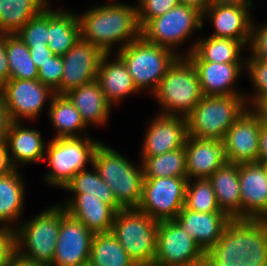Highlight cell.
Returning a JSON list of instances; mask_svg holds the SVG:
<instances>
[{
    "mask_svg": "<svg viewBox=\"0 0 267 266\" xmlns=\"http://www.w3.org/2000/svg\"><path fill=\"white\" fill-rule=\"evenodd\" d=\"M175 220L218 266L248 265V235L225 212H195L185 206Z\"/></svg>",
    "mask_w": 267,
    "mask_h": 266,
    "instance_id": "1",
    "label": "cell"
},
{
    "mask_svg": "<svg viewBox=\"0 0 267 266\" xmlns=\"http://www.w3.org/2000/svg\"><path fill=\"white\" fill-rule=\"evenodd\" d=\"M80 15V16H79ZM81 39L96 46L104 54H111L113 45L122 49L141 36L135 5L109 1L92 6L77 14Z\"/></svg>",
    "mask_w": 267,
    "mask_h": 266,
    "instance_id": "2",
    "label": "cell"
},
{
    "mask_svg": "<svg viewBox=\"0 0 267 266\" xmlns=\"http://www.w3.org/2000/svg\"><path fill=\"white\" fill-rule=\"evenodd\" d=\"M92 165L123 209L138 208L144 181L142 163L137 167L123 154L100 142L94 151Z\"/></svg>",
    "mask_w": 267,
    "mask_h": 266,
    "instance_id": "3",
    "label": "cell"
},
{
    "mask_svg": "<svg viewBox=\"0 0 267 266\" xmlns=\"http://www.w3.org/2000/svg\"><path fill=\"white\" fill-rule=\"evenodd\" d=\"M151 95L161 106L158 114L186 118L204 96L192 61L179 56Z\"/></svg>",
    "mask_w": 267,
    "mask_h": 266,
    "instance_id": "4",
    "label": "cell"
},
{
    "mask_svg": "<svg viewBox=\"0 0 267 266\" xmlns=\"http://www.w3.org/2000/svg\"><path fill=\"white\" fill-rule=\"evenodd\" d=\"M248 107L245 95L203 96L186 117L188 136L223 141Z\"/></svg>",
    "mask_w": 267,
    "mask_h": 266,
    "instance_id": "5",
    "label": "cell"
},
{
    "mask_svg": "<svg viewBox=\"0 0 267 266\" xmlns=\"http://www.w3.org/2000/svg\"><path fill=\"white\" fill-rule=\"evenodd\" d=\"M61 221V205H51L31 219L18 224L15 232L16 253L21 257L51 265Z\"/></svg>",
    "mask_w": 267,
    "mask_h": 266,
    "instance_id": "6",
    "label": "cell"
},
{
    "mask_svg": "<svg viewBox=\"0 0 267 266\" xmlns=\"http://www.w3.org/2000/svg\"><path fill=\"white\" fill-rule=\"evenodd\" d=\"M99 143L89 136L52 138L45 149L44 160L50 171L45 174L44 182L63 189L76 173L86 169L88 163L92 166Z\"/></svg>",
    "mask_w": 267,
    "mask_h": 266,
    "instance_id": "7",
    "label": "cell"
},
{
    "mask_svg": "<svg viewBox=\"0 0 267 266\" xmlns=\"http://www.w3.org/2000/svg\"><path fill=\"white\" fill-rule=\"evenodd\" d=\"M116 53L125 63L136 88L139 91L148 89L151 94L179 57L171 49L149 43L142 36Z\"/></svg>",
    "mask_w": 267,
    "mask_h": 266,
    "instance_id": "8",
    "label": "cell"
},
{
    "mask_svg": "<svg viewBox=\"0 0 267 266\" xmlns=\"http://www.w3.org/2000/svg\"><path fill=\"white\" fill-rule=\"evenodd\" d=\"M159 222L138 209L119 210L112 233L137 266H153Z\"/></svg>",
    "mask_w": 267,
    "mask_h": 266,
    "instance_id": "9",
    "label": "cell"
},
{
    "mask_svg": "<svg viewBox=\"0 0 267 266\" xmlns=\"http://www.w3.org/2000/svg\"><path fill=\"white\" fill-rule=\"evenodd\" d=\"M153 266H218L176 220L160 221Z\"/></svg>",
    "mask_w": 267,
    "mask_h": 266,
    "instance_id": "10",
    "label": "cell"
},
{
    "mask_svg": "<svg viewBox=\"0 0 267 266\" xmlns=\"http://www.w3.org/2000/svg\"><path fill=\"white\" fill-rule=\"evenodd\" d=\"M202 13L190 6L177 4L165 14L149 20L141 28V36L149 43L178 51L193 32L203 28Z\"/></svg>",
    "mask_w": 267,
    "mask_h": 266,
    "instance_id": "11",
    "label": "cell"
},
{
    "mask_svg": "<svg viewBox=\"0 0 267 266\" xmlns=\"http://www.w3.org/2000/svg\"><path fill=\"white\" fill-rule=\"evenodd\" d=\"M241 229L248 237L267 222V166L258 162L239 164Z\"/></svg>",
    "mask_w": 267,
    "mask_h": 266,
    "instance_id": "12",
    "label": "cell"
},
{
    "mask_svg": "<svg viewBox=\"0 0 267 266\" xmlns=\"http://www.w3.org/2000/svg\"><path fill=\"white\" fill-rule=\"evenodd\" d=\"M187 177L144 178L138 210L154 220H175L185 205Z\"/></svg>",
    "mask_w": 267,
    "mask_h": 266,
    "instance_id": "13",
    "label": "cell"
},
{
    "mask_svg": "<svg viewBox=\"0 0 267 266\" xmlns=\"http://www.w3.org/2000/svg\"><path fill=\"white\" fill-rule=\"evenodd\" d=\"M0 94L12 122L34 120L43 111L45 103L55 95L49 86L38 79H9L0 87Z\"/></svg>",
    "mask_w": 267,
    "mask_h": 266,
    "instance_id": "14",
    "label": "cell"
},
{
    "mask_svg": "<svg viewBox=\"0 0 267 266\" xmlns=\"http://www.w3.org/2000/svg\"><path fill=\"white\" fill-rule=\"evenodd\" d=\"M93 233L61 206V221L50 266H81L89 262Z\"/></svg>",
    "mask_w": 267,
    "mask_h": 266,
    "instance_id": "15",
    "label": "cell"
},
{
    "mask_svg": "<svg viewBox=\"0 0 267 266\" xmlns=\"http://www.w3.org/2000/svg\"><path fill=\"white\" fill-rule=\"evenodd\" d=\"M104 53L93 44L79 39L63 56V74L55 94L65 95L70 90L96 80Z\"/></svg>",
    "mask_w": 267,
    "mask_h": 266,
    "instance_id": "16",
    "label": "cell"
},
{
    "mask_svg": "<svg viewBox=\"0 0 267 266\" xmlns=\"http://www.w3.org/2000/svg\"><path fill=\"white\" fill-rule=\"evenodd\" d=\"M260 114L248 107L229 128L223 140L228 163L257 162Z\"/></svg>",
    "mask_w": 267,
    "mask_h": 266,
    "instance_id": "17",
    "label": "cell"
},
{
    "mask_svg": "<svg viewBox=\"0 0 267 266\" xmlns=\"http://www.w3.org/2000/svg\"><path fill=\"white\" fill-rule=\"evenodd\" d=\"M141 147V157H153L185 147L188 137L187 119L157 114L149 123Z\"/></svg>",
    "mask_w": 267,
    "mask_h": 266,
    "instance_id": "18",
    "label": "cell"
},
{
    "mask_svg": "<svg viewBox=\"0 0 267 266\" xmlns=\"http://www.w3.org/2000/svg\"><path fill=\"white\" fill-rule=\"evenodd\" d=\"M252 6L240 5H209L202 13V23L212 21L216 38H231L241 41L248 47L251 33Z\"/></svg>",
    "mask_w": 267,
    "mask_h": 266,
    "instance_id": "19",
    "label": "cell"
},
{
    "mask_svg": "<svg viewBox=\"0 0 267 266\" xmlns=\"http://www.w3.org/2000/svg\"><path fill=\"white\" fill-rule=\"evenodd\" d=\"M187 179H208L226 162L224 142L188 136L185 143Z\"/></svg>",
    "mask_w": 267,
    "mask_h": 266,
    "instance_id": "20",
    "label": "cell"
},
{
    "mask_svg": "<svg viewBox=\"0 0 267 266\" xmlns=\"http://www.w3.org/2000/svg\"><path fill=\"white\" fill-rule=\"evenodd\" d=\"M204 96L245 95L235 88L236 83L246 69V63H215L192 61Z\"/></svg>",
    "mask_w": 267,
    "mask_h": 266,
    "instance_id": "21",
    "label": "cell"
},
{
    "mask_svg": "<svg viewBox=\"0 0 267 266\" xmlns=\"http://www.w3.org/2000/svg\"><path fill=\"white\" fill-rule=\"evenodd\" d=\"M5 141L15 169H19L20 165L24 167L25 164L44 161L46 143L38 129L25 128L21 122H12Z\"/></svg>",
    "mask_w": 267,
    "mask_h": 266,
    "instance_id": "22",
    "label": "cell"
},
{
    "mask_svg": "<svg viewBox=\"0 0 267 266\" xmlns=\"http://www.w3.org/2000/svg\"><path fill=\"white\" fill-rule=\"evenodd\" d=\"M60 205L71 216L80 220L93 234L110 232L117 213L112 206L102 200L85 197V194H73Z\"/></svg>",
    "mask_w": 267,
    "mask_h": 266,
    "instance_id": "23",
    "label": "cell"
},
{
    "mask_svg": "<svg viewBox=\"0 0 267 266\" xmlns=\"http://www.w3.org/2000/svg\"><path fill=\"white\" fill-rule=\"evenodd\" d=\"M111 54H104L96 75L105 98L112 105L120 103L126 96L134 95L136 88L123 60L116 54L115 60L109 59ZM111 60V61H110Z\"/></svg>",
    "mask_w": 267,
    "mask_h": 266,
    "instance_id": "24",
    "label": "cell"
},
{
    "mask_svg": "<svg viewBox=\"0 0 267 266\" xmlns=\"http://www.w3.org/2000/svg\"><path fill=\"white\" fill-rule=\"evenodd\" d=\"M217 204L241 228L239 164L226 162L209 178Z\"/></svg>",
    "mask_w": 267,
    "mask_h": 266,
    "instance_id": "25",
    "label": "cell"
},
{
    "mask_svg": "<svg viewBox=\"0 0 267 266\" xmlns=\"http://www.w3.org/2000/svg\"><path fill=\"white\" fill-rule=\"evenodd\" d=\"M65 95L79 111L86 126H103L108 122L113 105L107 101L96 80L78 86Z\"/></svg>",
    "mask_w": 267,
    "mask_h": 266,
    "instance_id": "26",
    "label": "cell"
},
{
    "mask_svg": "<svg viewBox=\"0 0 267 266\" xmlns=\"http://www.w3.org/2000/svg\"><path fill=\"white\" fill-rule=\"evenodd\" d=\"M190 47L183 56H187L191 61L246 63L242 51L247 47L241 41L231 38L200 37Z\"/></svg>",
    "mask_w": 267,
    "mask_h": 266,
    "instance_id": "27",
    "label": "cell"
},
{
    "mask_svg": "<svg viewBox=\"0 0 267 266\" xmlns=\"http://www.w3.org/2000/svg\"><path fill=\"white\" fill-rule=\"evenodd\" d=\"M19 169L0 176V225L3 229L14 230L21 221L24 209L25 183ZM16 225V226H15Z\"/></svg>",
    "mask_w": 267,
    "mask_h": 266,
    "instance_id": "28",
    "label": "cell"
},
{
    "mask_svg": "<svg viewBox=\"0 0 267 266\" xmlns=\"http://www.w3.org/2000/svg\"><path fill=\"white\" fill-rule=\"evenodd\" d=\"M48 5V47L63 56L81 38L77 14L69 10H52Z\"/></svg>",
    "mask_w": 267,
    "mask_h": 266,
    "instance_id": "29",
    "label": "cell"
},
{
    "mask_svg": "<svg viewBox=\"0 0 267 266\" xmlns=\"http://www.w3.org/2000/svg\"><path fill=\"white\" fill-rule=\"evenodd\" d=\"M49 104L48 117L56 130L55 137H84L88 136L84 130L87 126L83 122L79 111L66 95L55 94ZM83 135V136H82Z\"/></svg>",
    "mask_w": 267,
    "mask_h": 266,
    "instance_id": "30",
    "label": "cell"
},
{
    "mask_svg": "<svg viewBox=\"0 0 267 266\" xmlns=\"http://www.w3.org/2000/svg\"><path fill=\"white\" fill-rule=\"evenodd\" d=\"M49 4L48 0H0V31L16 34Z\"/></svg>",
    "mask_w": 267,
    "mask_h": 266,
    "instance_id": "31",
    "label": "cell"
},
{
    "mask_svg": "<svg viewBox=\"0 0 267 266\" xmlns=\"http://www.w3.org/2000/svg\"><path fill=\"white\" fill-rule=\"evenodd\" d=\"M89 263L93 266H137L112 231L93 235Z\"/></svg>",
    "mask_w": 267,
    "mask_h": 266,
    "instance_id": "32",
    "label": "cell"
},
{
    "mask_svg": "<svg viewBox=\"0 0 267 266\" xmlns=\"http://www.w3.org/2000/svg\"><path fill=\"white\" fill-rule=\"evenodd\" d=\"M92 167L93 171L86 168L76 173L63 189L72 194H85V197L98 198L112 206L117 212L122 210L111 188L100 178L94 165Z\"/></svg>",
    "mask_w": 267,
    "mask_h": 266,
    "instance_id": "33",
    "label": "cell"
},
{
    "mask_svg": "<svg viewBox=\"0 0 267 266\" xmlns=\"http://www.w3.org/2000/svg\"><path fill=\"white\" fill-rule=\"evenodd\" d=\"M140 160L144 178L187 177L185 147Z\"/></svg>",
    "mask_w": 267,
    "mask_h": 266,
    "instance_id": "34",
    "label": "cell"
},
{
    "mask_svg": "<svg viewBox=\"0 0 267 266\" xmlns=\"http://www.w3.org/2000/svg\"><path fill=\"white\" fill-rule=\"evenodd\" d=\"M6 50L10 79H38V69L31 59L29 48L17 34L7 33Z\"/></svg>",
    "mask_w": 267,
    "mask_h": 266,
    "instance_id": "35",
    "label": "cell"
},
{
    "mask_svg": "<svg viewBox=\"0 0 267 266\" xmlns=\"http://www.w3.org/2000/svg\"><path fill=\"white\" fill-rule=\"evenodd\" d=\"M184 206L195 212H223L217 204L212 183L203 178L188 181Z\"/></svg>",
    "mask_w": 267,
    "mask_h": 266,
    "instance_id": "36",
    "label": "cell"
},
{
    "mask_svg": "<svg viewBox=\"0 0 267 266\" xmlns=\"http://www.w3.org/2000/svg\"><path fill=\"white\" fill-rule=\"evenodd\" d=\"M16 34L27 46H48V6Z\"/></svg>",
    "mask_w": 267,
    "mask_h": 266,
    "instance_id": "37",
    "label": "cell"
},
{
    "mask_svg": "<svg viewBox=\"0 0 267 266\" xmlns=\"http://www.w3.org/2000/svg\"><path fill=\"white\" fill-rule=\"evenodd\" d=\"M246 70L255 91H252L251 95L245 93V98L248 106L254 108L267 97V62L246 61Z\"/></svg>",
    "mask_w": 267,
    "mask_h": 266,
    "instance_id": "38",
    "label": "cell"
},
{
    "mask_svg": "<svg viewBox=\"0 0 267 266\" xmlns=\"http://www.w3.org/2000/svg\"><path fill=\"white\" fill-rule=\"evenodd\" d=\"M248 265L267 266V222L261 224L248 238Z\"/></svg>",
    "mask_w": 267,
    "mask_h": 266,
    "instance_id": "39",
    "label": "cell"
},
{
    "mask_svg": "<svg viewBox=\"0 0 267 266\" xmlns=\"http://www.w3.org/2000/svg\"><path fill=\"white\" fill-rule=\"evenodd\" d=\"M137 20L142 28L149 20L159 17L173 9L176 0H137Z\"/></svg>",
    "mask_w": 267,
    "mask_h": 266,
    "instance_id": "40",
    "label": "cell"
},
{
    "mask_svg": "<svg viewBox=\"0 0 267 266\" xmlns=\"http://www.w3.org/2000/svg\"><path fill=\"white\" fill-rule=\"evenodd\" d=\"M247 49L249 51L251 50V54L249 57H246V61L267 62V23L261 24L260 26L258 24L256 25L253 17Z\"/></svg>",
    "mask_w": 267,
    "mask_h": 266,
    "instance_id": "41",
    "label": "cell"
},
{
    "mask_svg": "<svg viewBox=\"0 0 267 266\" xmlns=\"http://www.w3.org/2000/svg\"><path fill=\"white\" fill-rule=\"evenodd\" d=\"M62 74V56L54 55L38 69V80L55 91L60 86Z\"/></svg>",
    "mask_w": 267,
    "mask_h": 266,
    "instance_id": "42",
    "label": "cell"
},
{
    "mask_svg": "<svg viewBox=\"0 0 267 266\" xmlns=\"http://www.w3.org/2000/svg\"><path fill=\"white\" fill-rule=\"evenodd\" d=\"M16 253L14 230L0 227V266H8Z\"/></svg>",
    "mask_w": 267,
    "mask_h": 266,
    "instance_id": "43",
    "label": "cell"
},
{
    "mask_svg": "<svg viewBox=\"0 0 267 266\" xmlns=\"http://www.w3.org/2000/svg\"><path fill=\"white\" fill-rule=\"evenodd\" d=\"M6 44L7 33L0 31V87L10 79Z\"/></svg>",
    "mask_w": 267,
    "mask_h": 266,
    "instance_id": "44",
    "label": "cell"
},
{
    "mask_svg": "<svg viewBox=\"0 0 267 266\" xmlns=\"http://www.w3.org/2000/svg\"><path fill=\"white\" fill-rule=\"evenodd\" d=\"M28 48L31 59L33 60L37 69L49 61V58L55 55L48 46H28Z\"/></svg>",
    "mask_w": 267,
    "mask_h": 266,
    "instance_id": "45",
    "label": "cell"
},
{
    "mask_svg": "<svg viewBox=\"0 0 267 266\" xmlns=\"http://www.w3.org/2000/svg\"><path fill=\"white\" fill-rule=\"evenodd\" d=\"M258 142L259 151L257 155V162L267 166V123L262 121L261 117Z\"/></svg>",
    "mask_w": 267,
    "mask_h": 266,
    "instance_id": "46",
    "label": "cell"
},
{
    "mask_svg": "<svg viewBox=\"0 0 267 266\" xmlns=\"http://www.w3.org/2000/svg\"><path fill=\"white\" fill-rule=\"evenodd\" d=\"M12 120L9 116L8 109L4 103V99L0 94V141L6 140Z\"/></svg>",
    "mask_w": 267,
    "mask_h": 266,
    "instance_id": "47",
    "label": "cell"
},
{
    "mask_svg": "<svg viewBox=\"0 0 267 266\" xmlns=\"http://www.w3.org/2000/svg\"><path fill=\"white\" fill-rule=\"evenodd\" d=\"M14 170L15 168L11 163L6 141H0V176L7 175Z\"/></svg>",
    "mask_w": 267,
    "mask_h": 266,
    "instance_id": "48",
    "label": "cell"
},
{
    "mask_svg": "<svg viewBox=\"0 0 267 266\" xmlns=\"http://www.w3.org/2000/svg\"><path fill=\"white\" fill-rule=\"evenodd\" d=\"M8 266H50V265L25 259L21 257L20 255H18L17 253H15L11 257V260Z\"/></svg>",
    "mask_w": 267,
    "mask_h": 266,
    "instance_id": "49",
    "label": "cell"
},
{
    "mask_svg": "<svg viewBox=\"0 0 267 266\" xmlns=\"http://www.w3.org/2000/svg\"><path fill=\"white\" fill-rule=\"evenodd\" d=\"M178 4L190 6L203 13L210 5L209 0H176Z\"/></svg>",
    "mask_w": 267,
    "mask_h": 266,
    "instance_id": "50",
    "label": "cell"
},
{
    "mask_svg": "<svg viewBox=\"0 0 267 266\" xmlns=\"http://www.w3.org/2000/svg\"><path fill=\"white\" fill-rule=\"evenodd\" d=\"M210 5H240L253 6L252 0H209Z\"/></svg>",
    "mask_w": 267,
    "mask_h": 266,
    "instance_id": "51",
    "label": "cell"
},
{
    "mask_svg": "<svg viewBox=\"0 0 267 266\" xmlns=\"http://www.w3.org/2000/svg\"><path fill=\"white\" fill-rule=\"evenodd\" d=\"M254 109L260 114L262 121L267 123V97L263 98Z\"/></svg>",
    "mask_w": 267,
    "mask_h": 266,
    "instance_id": "52",
    "label": "cell"
},
{
    "mask_svg": "<svg viewBox=\"0 0 267 266\" xmlns=\"http://www.w3.org/2000/svg\"><path fill=\"white\" fill-rule=\"evenodd\" d=\"M81 266H93L92 264H90L89 262L88 263H86V264H83V265H81Z\"/></svg>",
    "mask_w": 267,
    "mask_h": 266,
    "instance_id": "53",
    "label": "cell"
}]
</instances>
